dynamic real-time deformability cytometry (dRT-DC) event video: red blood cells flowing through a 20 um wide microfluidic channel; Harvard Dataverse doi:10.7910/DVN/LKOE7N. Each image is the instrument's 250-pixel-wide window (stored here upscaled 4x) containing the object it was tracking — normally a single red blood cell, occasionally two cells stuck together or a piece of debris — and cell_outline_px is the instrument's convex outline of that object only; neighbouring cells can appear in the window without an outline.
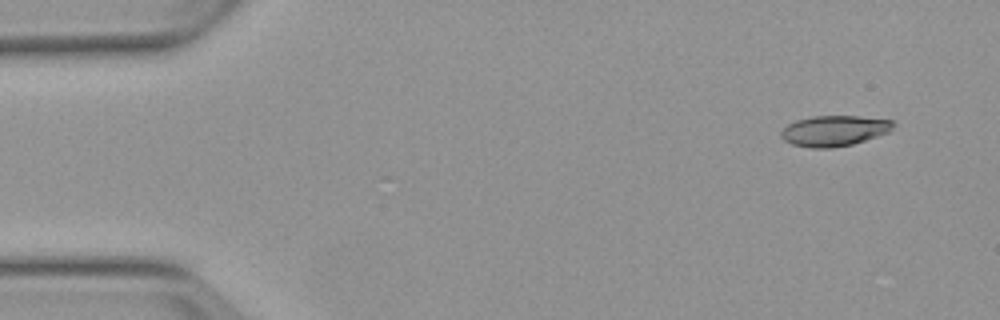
{"species": "Egyptian fruit bat (a non-hibernating species)", "species_latin": "Rousettus aegyptiacus", "temperature_condition": "warm", "stored_images_in_passage": 6, "segment_of_instrument_passage": [1, 2], "camera_frame_rate_fps": 3000, "um_per_image_px": 0.085, "animal": {"sex": "female"}, "frame": {"image": 1, "passage_image": 1, "time_ms": 0.0, "image_size_px": [1000, 320], "cell_outline_px": [[896, 124], [888, 132], [852, 144], [832, 148], [812, 148], [792, 144], [784, 140], [780, 136], [780, 132], [788, 124], [796, 120], [812, 116], [856, 116], [892, 120]], "centroid_in_image_um": [70.88, 11.11], "position_along_channel_um": 14.1, "area_um2": 19.88}}
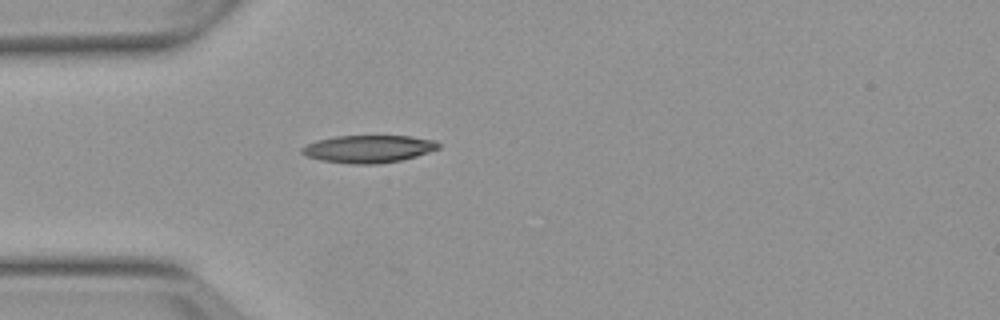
{"frame": {"image": 2, "passage_image": 4, "time_ms": 3.667, "image_size_px": [1000, 320], "cell_outline_px": [[440, 148], [416, 156], [400, 160], [376, 164], [352, 164], [320, 160], [308, 156], [300, 152], [300, 148], [316, 140], [336, 136], [412, 136], [436, 140], [440, 144]], "centroid_in_image_um": [31.33, 12.65], "position_along_channel_um": 53.7, "area_um2": 21.91}}